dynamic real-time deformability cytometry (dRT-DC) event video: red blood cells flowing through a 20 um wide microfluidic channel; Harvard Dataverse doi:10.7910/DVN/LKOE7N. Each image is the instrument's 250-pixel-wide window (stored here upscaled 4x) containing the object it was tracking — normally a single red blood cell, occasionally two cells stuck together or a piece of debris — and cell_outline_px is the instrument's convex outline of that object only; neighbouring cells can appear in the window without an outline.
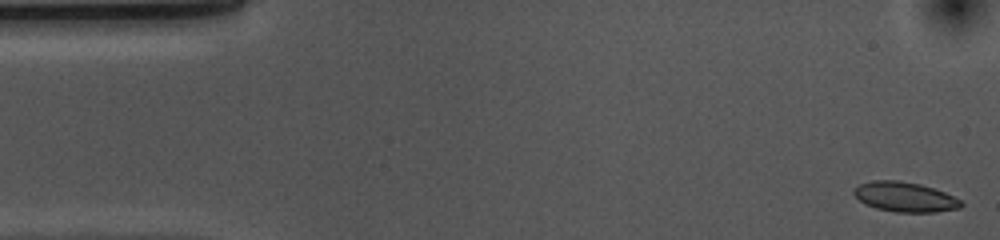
{"species": "common noctule bat (a hibernating species)", "species_latin": "Nyctalus noctula", "temperature_condition": "cold", "stored_images_in_passage": 53, "camera_frame_rate_fps": 3000, "um_per_image_px": 0.085, "animal": {"sex": "female", "body_mass_g": 10.0, "forearm_length_mm": 53.1}, "frame": {"image": 1, "passage_image": 1, "time_ms": 0.0, "image_size_px": [1000, 240], "cell_outline_px": [[964, 204], [960, 208], [936, 212], [896, 212], [876, 208], [864, 204], [852, 192], [852, 188], [860, 184], [872, 180], [900, 180], [920, 184], [944, 192], [960, 200]], "centroid_in_image_um": [76.89, 16.73], "position_along_channel_um": 8.1, "area_um2": 18.67}}
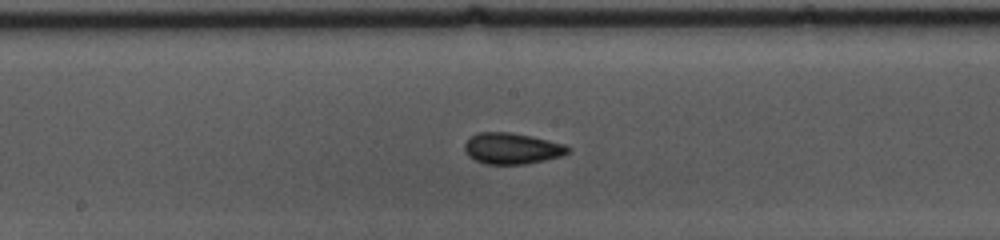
{"frame": {"image": 2, "passage_image": 26, "time_ms": 8.333, "image_size_px": [1000, 240], "cell_outline_px": [[572, 148], [564, 156], [524, 164], [484, 164], [468, 156], [464, 148], [464, 144], [476, 132], [512, 132], [532, 136], [564, 144]], "centroid_in_image_um": [43.53, 12.61], "position_along_channel_um": 204.7, "area_um2": 18.84}}
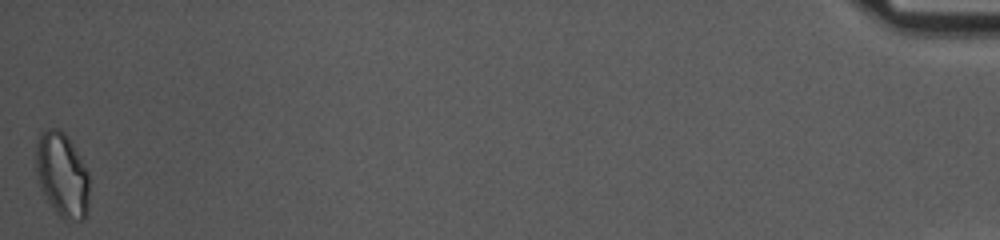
{"frame": {"image": 3, "passage_image": 53, "time_ms": 17.333, "image_size_px": [1000, 240], "cell_outline_px": [[88, 212], [84, 220], [64, 220], [56, 212], [40, 188], [36, 172], [36, 140], [40, 132], [48, 128], [56, 128], [64, 132], [68, 136], [88, 172]], "centroid_in_image_um": [5.27, 14.85], "position_along_channel_um": 429.9, "area_um2": 26.36}, "authors_computed_cell_mechanics": {"area_um2": 18.496, "velocity_mm_per_s": 3.6536, "shape_relaxation_time_tau1_ms": 4.4389, "shape_relaxation_time_tau2_ms": 1.5436, "deformation_change_tau1": 0.1199, "deformation_change_tau2": 0.0574}}